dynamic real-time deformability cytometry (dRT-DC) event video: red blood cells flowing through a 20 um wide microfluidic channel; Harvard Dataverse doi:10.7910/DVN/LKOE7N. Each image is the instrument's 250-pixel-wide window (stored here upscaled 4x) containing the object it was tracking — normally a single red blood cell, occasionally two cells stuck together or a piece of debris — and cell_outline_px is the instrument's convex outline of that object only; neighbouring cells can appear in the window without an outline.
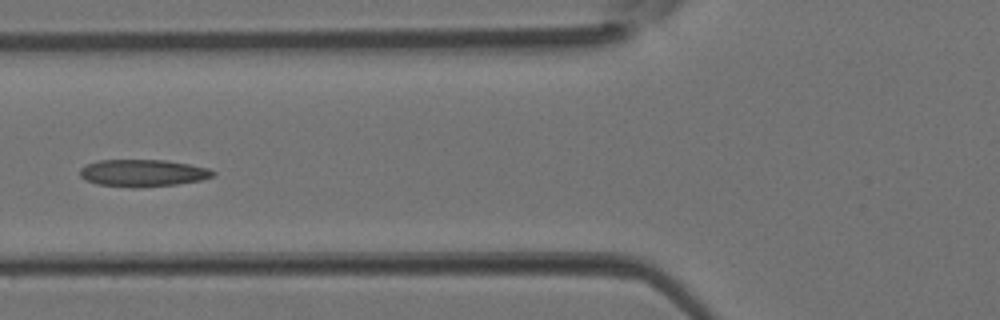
{"species": "Egyptian fruit bat (a non-hibernating species)", "species_latin": "Rousettus aegyptiacus", "temperature_condition": "room temperature", "stored_images_in_passage": 4, "camera_frame_rate_fps": 3000, "um_per_image_px": 0.085, "animal": {"sex": "female"}, "frame": {"image": 1, "passage_image": 4, "time_ms": 1.0, "image_size_px": [1000, 320], "cell_outline_px": [[216, 172], [212, 176], [200, 180], [176, 184], [136, 188], [132, 188], [96, 184], [84, 180], [80, 176], [80, 168], [84, 164], [96, 160], [164, 160], [188, 164], [208, 168]], "centroid_in_image_um": [12.06, 14.71], "position_along_channel_um": 113.7, "area_um2": 21.15}}